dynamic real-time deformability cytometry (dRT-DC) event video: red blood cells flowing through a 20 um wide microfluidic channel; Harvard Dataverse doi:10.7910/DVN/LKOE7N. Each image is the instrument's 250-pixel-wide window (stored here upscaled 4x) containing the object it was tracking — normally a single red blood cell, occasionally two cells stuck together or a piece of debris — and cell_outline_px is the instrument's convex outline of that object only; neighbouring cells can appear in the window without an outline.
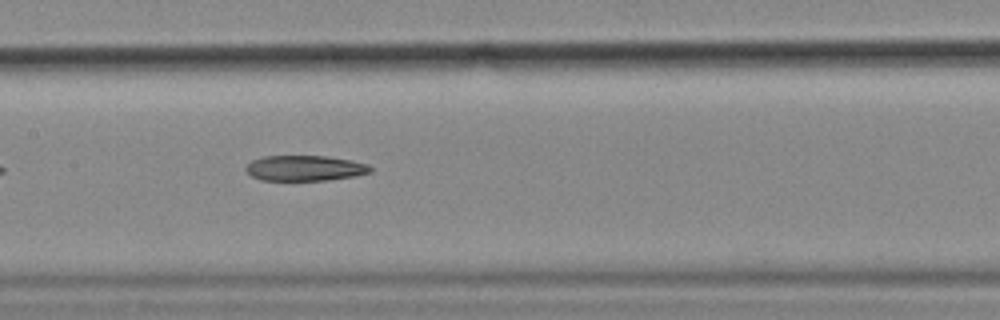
{"species": "common noctule bat (a hibernating species)", "species_latin": "Nyctalus noctula", "temperature_condition": "cold", "stored_images_in_passage": 41, "camera_frame_rate_fps": 3000, "um_per_image_px": 0.085, "animal": {"sex": "female", "body_mass_g": 18.4}, "frame": {"image": 1, "passage_image": 12, "time_ms": 3.667, "image_size_px": [1000, 320], "cell_outline_px": [[372, 172], [356, 176], [328, 180], [260, 180], [252, 176], [244, 168], [252, 160], [264, 156], [328, 156], [352, 160], [368, 164], [372, 168]], "centroid_in_image_um": [25.95, 14.29], "position_along_channel_um": 181.5, "area_um2": 18.55}}